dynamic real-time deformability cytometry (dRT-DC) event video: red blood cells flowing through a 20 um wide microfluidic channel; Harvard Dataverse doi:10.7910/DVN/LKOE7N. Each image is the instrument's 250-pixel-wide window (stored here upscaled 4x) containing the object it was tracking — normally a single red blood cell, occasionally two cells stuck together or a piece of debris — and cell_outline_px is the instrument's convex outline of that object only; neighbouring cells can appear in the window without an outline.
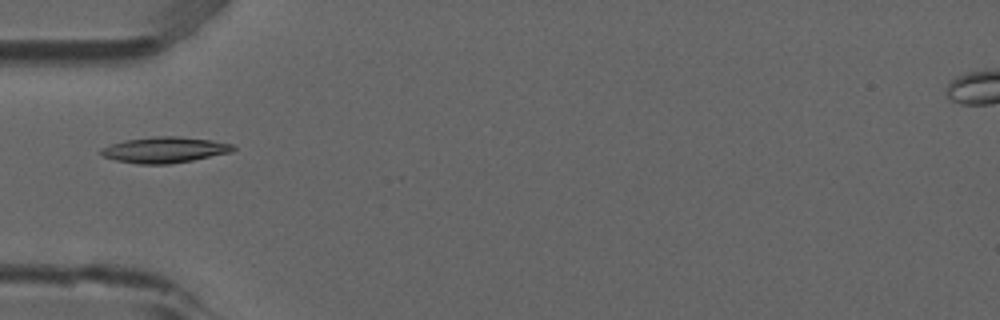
{"species": "common noctule bat (a hibernating species)", "species_latin": "Nyctalus noctula", "temperature_condition": "room temperature", "stored_images_in_passage": 6, "camera_frame_rate_fps": 3000, "um_per_image_px": 0.085, "animal": {"sex": "male", "forearm_length_mm": 52.5}, "frame": {"image": 1, "passage_image": 5, "time_ms": 1.333, "image_size_px": [1000, 320], "cell_outline_px": [[236, 148], [232, 152], [192, 160], [168, 164], [136, 164], [116, 160], [104, 156], [100, 152], [100, 148], [124, 140], [156, 136], [176, 136], [212, 140], [232, 144]], "centroid_in_image_um": [13.99, 12.73], "position_along_channel_um": 71.0, "area_um2": 19.83}}
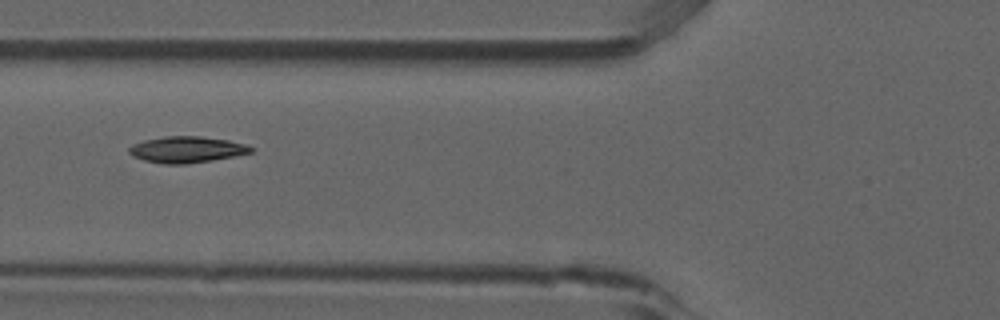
{"frame": {"image": 2, "passage_image": 6, "time_ms": 1.667, "image_size_px": [1000, 320], "cell_outline_px": [[252, 152], [212, 160], [184, 164], [164, 164], [144, 160], [132, 156], [128, 152], [128, 148], [132, 144], [144, 140], [164, 136], [200, 136], [228, 140], [244, 144], [252, 148]], "centroid_in_image_um": [15.8, 12.71], "position_along_channel_um": 110.0, "area_um2": 18.5}}